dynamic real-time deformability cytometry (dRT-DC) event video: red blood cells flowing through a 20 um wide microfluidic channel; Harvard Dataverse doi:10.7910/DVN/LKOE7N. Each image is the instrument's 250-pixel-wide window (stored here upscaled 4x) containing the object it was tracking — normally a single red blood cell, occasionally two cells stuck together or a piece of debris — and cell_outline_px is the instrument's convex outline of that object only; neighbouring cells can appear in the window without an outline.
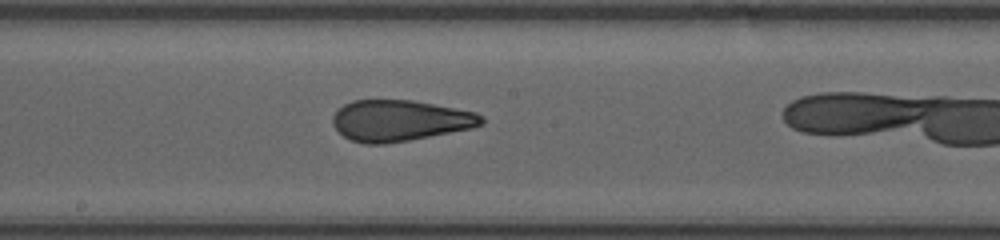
{"species": "human", "species_latin": "Homo sapiens", "temperature_condition": "room temperature", "stored_images_in_passage": 24, "camera_frame_rate_fps": 3000, "um_per_image_px": 0.085, "donor": {"sex": "female"}, "frame": {"image": 1, "passage_image": 11, "time_ms": 3.333, "image_size_px": [1000, 240], "cell_outline_px": [[484, 124], [472, 128], [408, 140], [384, 144], [364, 144], [352, 140], [344, 136], [332, 124], [332, 116], [344, 104], [352, 100], [412, 100], [476, 112], [484, 116]], "centroid_in_image_um": [33.99, 10.24], "position_along_channel_um": 214.2, "area_um2": 35.49}}
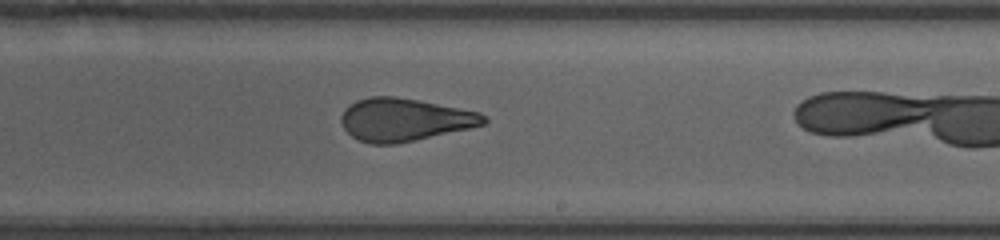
{"frame": {"image": 2, "passage_image": 14, "time_ms": 4.333, "image_size_px": [1000, 240], "cell_outline_px": [[488, 120], [484, 124], [468, 128], [396, 144], [368, 144], [352, 136], [344, 128], [340, 120], [340, 116], [344, 108], [356, 100], [372, 96], [396, 96], [420, 100], [480, 112]], "centroid_in_image_um": [34.33, 10.16], "position_along_channel_um": 254.7, "area_um2": 35.49}}
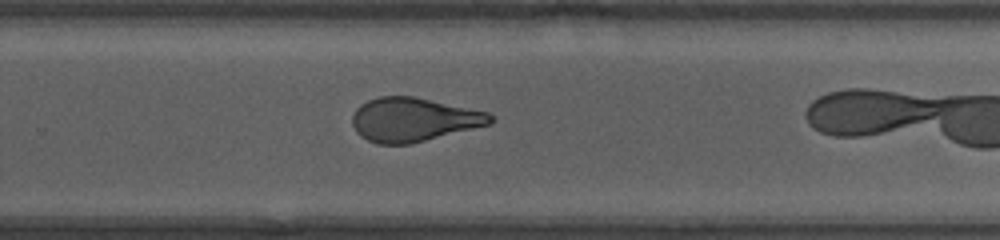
{"frame": {"image": 3, "passage_image": 17, "time_ms": 5.333, "image_size_px": [1000, 240], "cell_outline_px": [[496, 120], [492, 124], [412, 144], [376, 144], [360, 136], [356, 132], [352, 124], [352, 116], [356, 108], [360, 104], [368, 100], [380, 96], [412, 96], [488, 112], [496, 116]], "centroid_in_image_um": [35.17, 10.18], "position_along_channel_um": 294.6, "area_um2": 35.6}}